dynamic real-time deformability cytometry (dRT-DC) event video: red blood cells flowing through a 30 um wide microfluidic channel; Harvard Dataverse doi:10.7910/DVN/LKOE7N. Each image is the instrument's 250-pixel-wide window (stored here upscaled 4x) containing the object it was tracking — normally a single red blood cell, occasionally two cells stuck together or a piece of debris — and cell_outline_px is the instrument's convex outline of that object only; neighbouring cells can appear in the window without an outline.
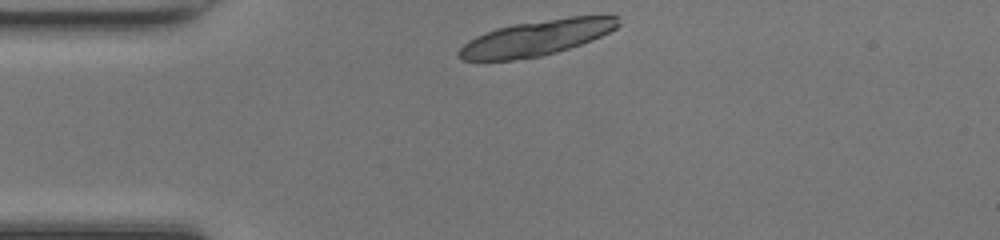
{"species": "common noctule bat (a hibernating species)", "species_latin": "Nyctalus noctula", "temperature_condition": "room temperature", "stored_images_in_passage": 34, "camera_frame_rate_fps": 3000, "um_per_image_px": 0.085, "animal": {"sex": "female", "body_mass_g": 17.0, "forearm_length_mm": 48.0}, "frame": {"image": 1, "passage_image": 1, "time_ms": 0.0, "image_size_px": [1000, 240], "cell_outline_px": [[620, 24], [616, 28], [592, 40], [556, 52], [540, 56], [512, 60], [460, 60], [456, 56], [456, 52], [468, 40], [484, 32], [496, 28], [512, 24], [568, 16], [616, 16]], "centroid_in_image_um": [45.53, 3.22], "position_along_channel_um": 39.5, "area_um2": 32.83}, "authors_computed_cell_mechanics": {"area_um2": 19.5075, "velocity_mm_per_s": 4.1675, "shape_relaxation_time_tau1_ms": 5.8275, "shape_relaxation_time_tau2_ms": 3.4987, "deformation_change_tau1": 0.1329, "deformation_change_tau2": 0.0956}}